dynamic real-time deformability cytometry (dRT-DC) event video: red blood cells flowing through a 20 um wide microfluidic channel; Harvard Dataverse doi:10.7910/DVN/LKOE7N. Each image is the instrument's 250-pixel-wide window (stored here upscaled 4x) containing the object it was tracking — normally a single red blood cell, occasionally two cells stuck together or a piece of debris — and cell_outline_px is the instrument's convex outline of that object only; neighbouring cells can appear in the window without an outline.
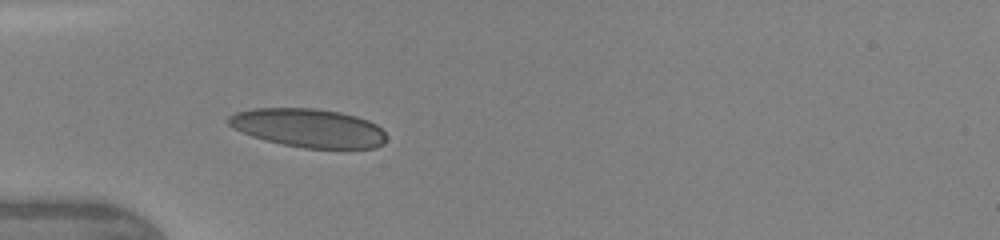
{"species": "human", "species_latin": "Homo sapiens", "temperature_condition": "warm", "stored_images_in_passage": 8, "camera_frame_rate_fps": 3000, "um_per_image_px": 0.085, "donor": {"sex": "female"}, "frame": {"image": 1, "passage_image": 6, "time_ms": 4.333, "image_size_px": [1000, 240], "cell_outline_px": [[384, 144], [376, 148], [304, 148], [264, 140], [252, 136], [232, 128], [224, 120], [228, 116], [236, 112], [252, 108], [312, 108], [340, 112], [356, 116], [368, 120], [376, 124], [384, 132]], "centroid_in_image_um": [26.17, 10.87], "position_along_channel_um": 58.8, "area_um2": 35.6}}